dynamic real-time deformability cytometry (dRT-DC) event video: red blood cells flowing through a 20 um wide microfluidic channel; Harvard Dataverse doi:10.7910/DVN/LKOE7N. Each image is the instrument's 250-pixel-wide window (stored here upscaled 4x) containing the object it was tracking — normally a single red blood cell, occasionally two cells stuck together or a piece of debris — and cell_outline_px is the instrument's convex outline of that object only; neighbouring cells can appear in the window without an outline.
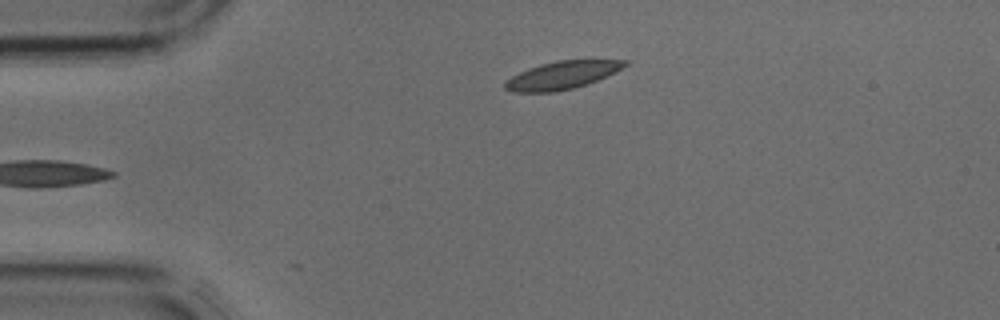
{"species": "common noctule bat (a hibernating species)", "species_latin": "Nyctalus noctula", "temperature_condition": "cold", "stored_images_in_passage": 30, "camera_frame_rate_fps": 3000, "um_per_image_px": 0.085, "animal": {"sex": "male", "body_mass_g": 17.9, "forearm_length_mm": 54.2}, "frame": {"image": 1, "passage_image": 1, "time_ms": 0.0, "image_size_px": [1000, 320], "cell_outline_px": [[628, 64], [596, 80], [572, 88], [556, 92], [512, 92], [504, 88], [504, 84], [512, 76], [528, 68], [540, 64], [556, 60], [628, 60]], "centroid_in_image_um": [47.71, 6.39], "position_along_channel_um": 37.3, "area_um2": 19.02}}
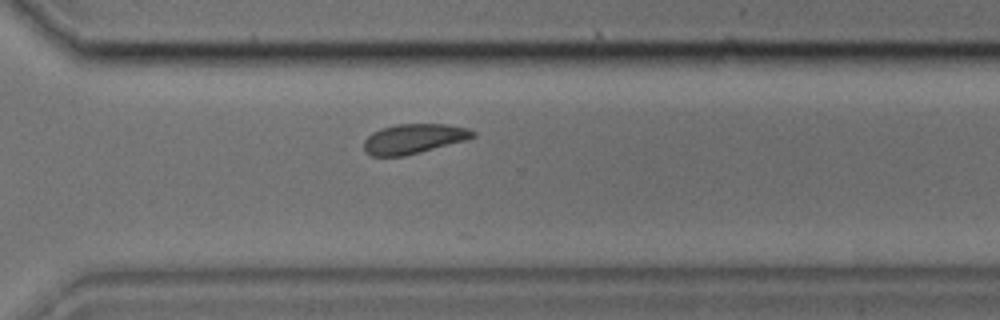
{"frame": {"image": 2, "passage_image": 22, "time_ms": 7.0, "image_size_px": [1000, 320], "cell_outline_px": [[476, 136], [468, 140], [404, 156], [372, 156], [364, 148], [364, 140], [372, 132], [380, 128], [396, 124], [448, 124], [468, 128], [476, 132]], "centroid_in_image_um": [35.2, 11.78], "position_along_channel_um": 335.4, "area_um2": 19.02}}
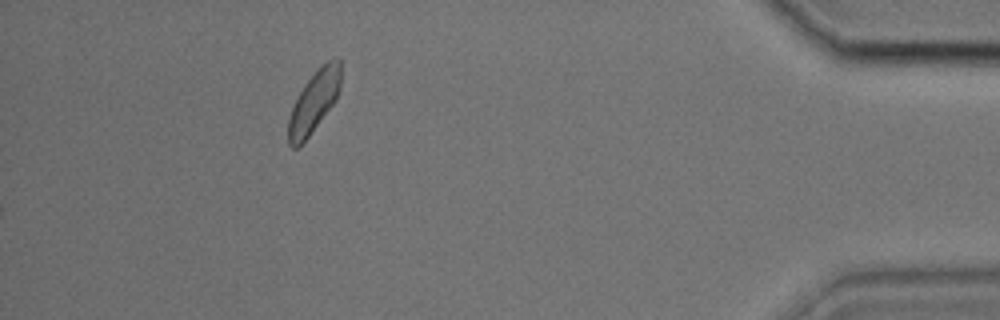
{"frame": {"image": 3, "passage_image": 30, "time_ms": 9.667, "image_size_px": [1000, 320], "cell_outline_px": [[340, 88], [336, 100], [308, 136], [296, 148], [292, 148], [288, 144], [288, 120], [292, 108], [304, 84], [320, 64], [336, 56], [340, 60]], "centroid_in_image_um": [26.7, 8.59], "position_along_channel_um": 408.5, "area_um2": 18.61}}